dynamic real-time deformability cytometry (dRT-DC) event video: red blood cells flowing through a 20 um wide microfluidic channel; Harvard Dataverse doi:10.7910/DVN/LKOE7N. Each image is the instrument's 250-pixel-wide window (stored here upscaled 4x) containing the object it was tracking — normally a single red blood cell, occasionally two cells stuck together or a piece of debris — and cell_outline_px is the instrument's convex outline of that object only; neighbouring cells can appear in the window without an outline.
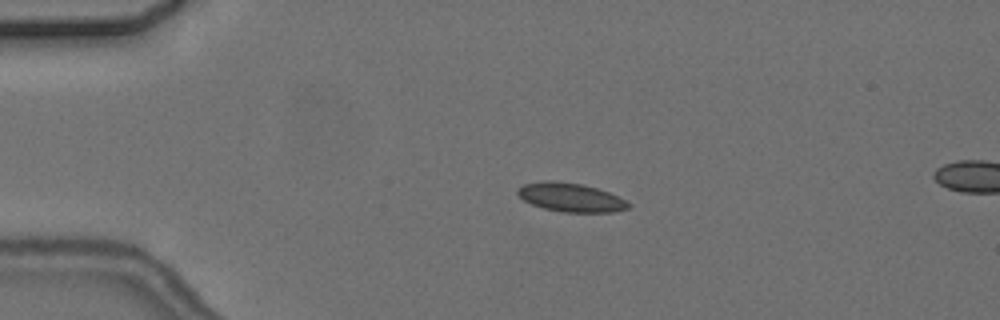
{"species": "common noctule bat (a hibernating species)", "species_latin": "Nyctalus noctula", "temperature_condition": "cold", "stored_images_in_passage": 4, "camera_frame_rate_fps": 3000, "um_per_image_px": 0.085, "animal": {"sex": "female", "body_mass_g": 24.6, "forearm_length_mm": 56.2}, "frame": {"image": 1, "passage_image": 2, "time_ms": 1.0, "image_size_px": [1000, 320], "cell_outline_px": [[632, 204], [628, 208], [612, 212], [564, 212], [544, 208], [532, 204], [524, 200], [516, 192], [524, 184], [544, 180], [548, 180], [584, 184], [620, 196], [628, 200]], "centroid_in_image_um": [48.56, 16.77], "position_along_channel_um": 36.4, "area_um2": 18.55}}